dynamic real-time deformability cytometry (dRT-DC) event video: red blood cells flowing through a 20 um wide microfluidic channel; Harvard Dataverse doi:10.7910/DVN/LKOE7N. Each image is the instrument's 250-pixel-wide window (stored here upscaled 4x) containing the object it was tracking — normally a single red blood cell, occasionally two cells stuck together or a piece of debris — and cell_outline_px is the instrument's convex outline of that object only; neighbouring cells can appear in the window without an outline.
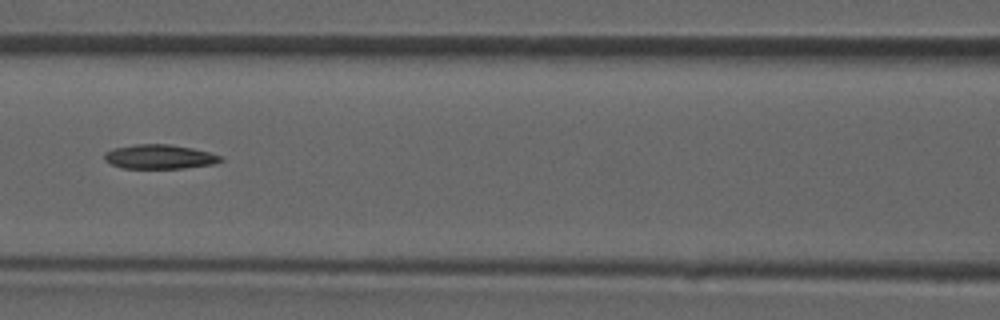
{"species": "common noctule bat (a hibernating species)", "species_latin": "Nyctalus noctula", "temperature_condition": "room temperature", "stored_images_in_passage": 31, "camera_frame_rate_fps": 3000, "um_per_image_px": 0.085, "animal": {"sex": "male", "forearm_length_mm": 52.5}, "frame": {"image": 1, "passage_image": 10, "time_ms": 3.0, "image_size_px": [1000, 320], "cell_outline_px": [[224, 160], [212, 164], [184, 168], [124, 168], [112, 164], [104, 160], [104, 152], [112, 148], [136, 144], [168, 144], [192, 148], [224, 156]], "centroid_in_image_um": [13.56, 13.32], "position_along_channel_um": 153.0, "area_um2": 16.47}}